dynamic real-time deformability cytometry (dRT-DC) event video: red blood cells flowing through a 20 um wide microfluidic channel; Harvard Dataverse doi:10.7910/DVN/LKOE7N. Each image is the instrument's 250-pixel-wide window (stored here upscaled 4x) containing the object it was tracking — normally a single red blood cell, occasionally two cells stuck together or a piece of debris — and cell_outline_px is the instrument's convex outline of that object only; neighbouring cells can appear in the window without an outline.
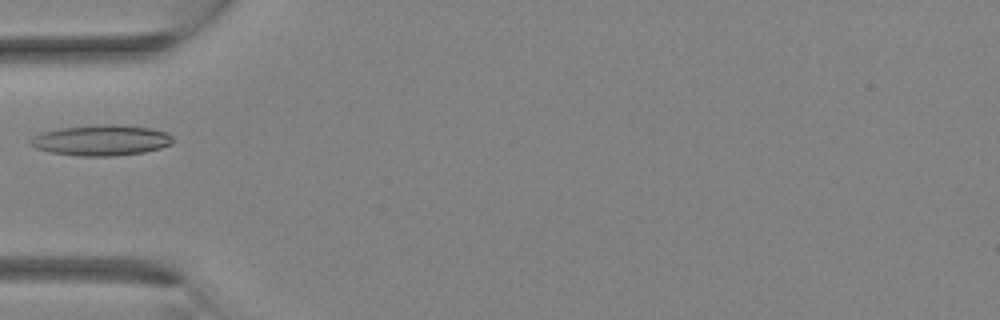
{"species": "Egyptian fruit bat (a non-hibernating species)", "species_latin": "Rousettus aegyptiacus", "temperature_condition": "room temperature", "stored_images_in_passage": 7, "camera_frame_rate_fps": 3000, "um_per_image_px": 0.085, "animal": {"sex": "female"}, "frame": {"image": 1, "passage_image": 2, "time_ms": 0.333, "image_size_px": [1000, 320], "cell_outline_px": [[172, 144], [160, 148], [144, 152], [112, 156], [80, 156], [52, 152], [36, 148], [28, 144], [28, 140], [44, 132], [60, 128], [100, 124], [112, 124], [152, 128], [168, 132], [172, 136]], "centroid_in_image_um": [8.63, 11.92], "position_along_channel_um": 76.4, "area_um2": 25.37}}
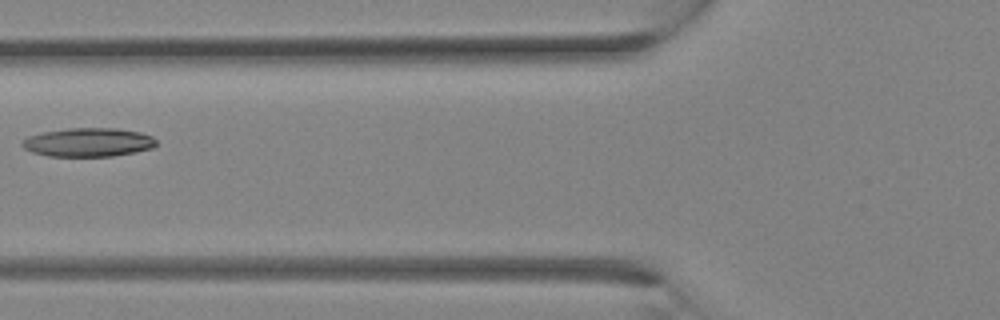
{"frame": {"image": 2, "passage_image": 4, "time_ms": 1.0, "image_size_px": [1000, 320], "cell_outline_px": [[156, 144], [152, 148], [136, 152], [112, 156], [48, 156], [32, 152], [24, 148], [20, 144], [28, 136], [44, 132], [68, 128], [116, 128], [140, 132], [152, 136], [156, 140]], "centroid_in_image_um": [7.51, 12.09], "position_along_channel_um": 118.3, "area_um2": 22.43}}
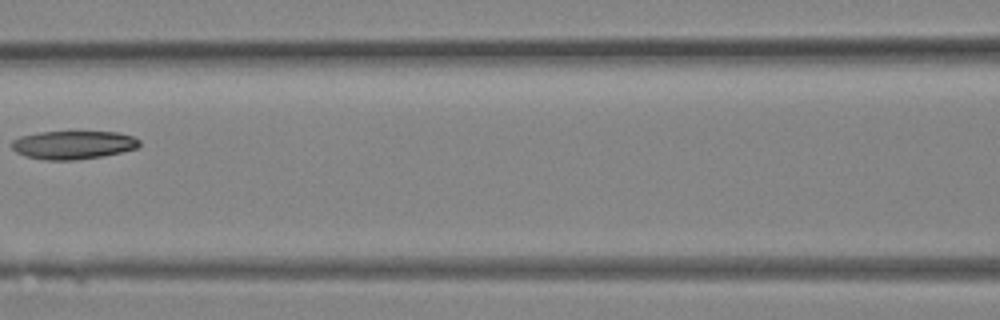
{"frame": {"image": 3, "passage_image": 6, "time_ms": 1.667, "image_size_px": [1000, 320], "cell_outline_px": [[140, 144], [136, 148], [120, 152], [100, 156], [76, 160], [44, 160], [24, 156], [16, 152], [12, 148], [12, 140], [20, 136], [40, 132], [120, 132], [132, 136], [140, 140]], "centroid_in_image_um": [6.19, 12.31], "position_along_channel_um": 160.4, "area_um2": 21.04}}